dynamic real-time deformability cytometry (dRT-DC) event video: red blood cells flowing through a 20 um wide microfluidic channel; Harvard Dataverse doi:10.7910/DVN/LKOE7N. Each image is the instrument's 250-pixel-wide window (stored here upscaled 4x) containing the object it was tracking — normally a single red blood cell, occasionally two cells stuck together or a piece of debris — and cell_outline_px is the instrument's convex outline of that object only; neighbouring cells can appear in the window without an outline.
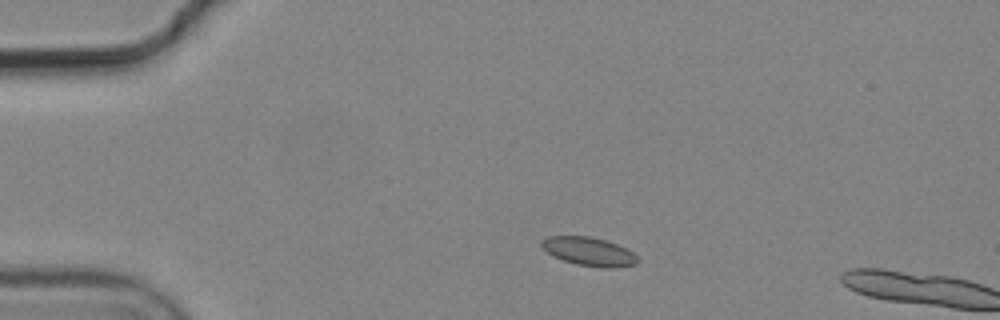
{"species": "common noctule bat (a hibernating species)", "species_latin": "Nyctalus noctula", "temperature_condition": "cold", "stored_images_in_passage": 2, "camera_frame_rate_fps": 3000, "um_per_image_px": 0.085, "animal": {"sex": "male", "body_mass_g": 19.2, "forearm_length_mm": 51.8}, "frame": {"image": 1, "passage_image": 1, "time_ms": 0.0, "image_size_px": [1000, 320], "cell_outline_px": [[640, 260], [636, 264], [616, 268], [604, 268], [576, 264], [552, 256], [540, 244], [540, 240], [548, 236], [588, 236], [604, 240], [628, 248]], "centroid_in_image_um": [50.07, 21.38], "position_along_channel_um": 34.9, "area_um2": 16.01}}